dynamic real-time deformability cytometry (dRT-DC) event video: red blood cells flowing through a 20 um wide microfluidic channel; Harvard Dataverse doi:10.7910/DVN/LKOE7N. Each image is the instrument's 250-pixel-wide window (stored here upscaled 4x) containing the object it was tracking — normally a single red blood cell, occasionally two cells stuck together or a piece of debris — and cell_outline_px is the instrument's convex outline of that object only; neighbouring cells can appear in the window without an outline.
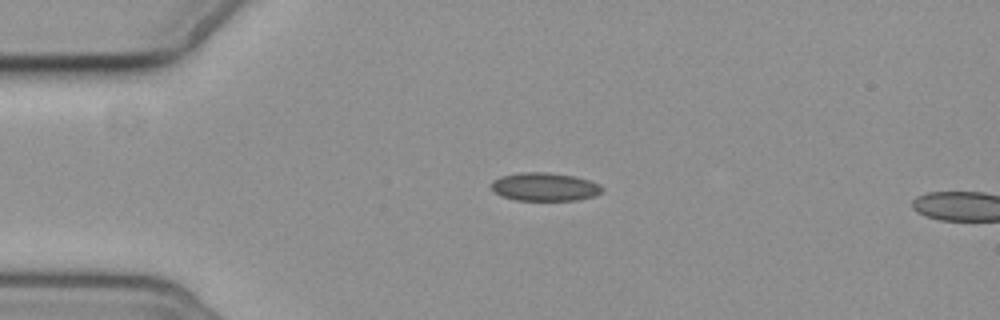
{"species": "common noctule bat (a hibernating species)", "species_latin": "Nyctalus noctula", "temperature_condition": "cold", "stored_images_in_passage": 4, "camera_frame_rate_fps": 3000, "um_per_image_px": 0.085, "animal": {"sex": "female", "body_mass_g": 19.3, "forearm_length_mm": 54.1}, "frame": {"image": 1, "passage_image": 3, "time_ms": 2.333, "image_size_px": [1000, 320], "cell_outline_px": [[604, 188], [596, 196], [576, 200], [516, 200], [500, 196], [492, 188], [492, 180], [500, 176], [520, 172], [548, 172], [576, 176], [592, 180], [600, 184]], "centroid_in_image_um": [46.33, 15.87], "position_along_channel_um": 38.7, "area_um2": 18.5}}